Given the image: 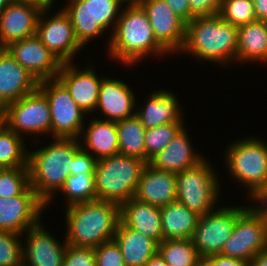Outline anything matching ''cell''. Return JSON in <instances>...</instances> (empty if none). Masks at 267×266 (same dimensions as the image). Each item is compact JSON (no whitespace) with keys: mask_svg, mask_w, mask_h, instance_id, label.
Segmentation results:
<instances>
[{"mask_svg":"<svg viewBox=\"0 0 267 266\" xmlns=\"http://www.w3.org/2000/svg\"><path fill=\"white\" fill-rule=\"evenodd\" d=\"M67 208V244L95 248L113 240L121 220L120 205L95 199Z\"/></svg>","mask_w":267,"mask_h":266,"instance_id":"6da1fadb","label":"cell"},{"mask_svg":"<svg viewBox=\"0 0 267 266\" xmlns=\"http://www.w3.org/2000/svg\"><path fill=\"white\" fill-rule=\"evenodd\" d=\"M53 142L28 154L30 186L46 206L72 173L73 157L81 148L77 138L55 137Z\"/></svg>","mask_w":267,"mask_h":266,"instance_id":"7a4b0ae2","label":"cell"},{"mask_svg":"<svg viewBox=\"0 0 267 266\" xmlns=\"http://www.w3.org/2000/svg\"><path fill=\"white\" fill-rule=\"evenodd\" d=\"M128 5L118 16L109 42V54L126 65H132L150 53H167L157 42L142 6L139 3Z\"/></svg>","mask_w":267,"mask_h":266,"instance_id":"3957f363","label":"cell"},{"mask_svg":"<svg viewBox=\"0 0 267 266\" xmlns=\"http://www.w3.org/2000/svg\"><path fill=\"white\" fill-rule=\"evenodd\" d=\"M238 27L219 14L195 17L186 24L182 51L206 61L228 62L236 59Z\"/></svg>","mask_w":267,"mask_h":266,"instance_id":"277c9868","label":"cell"},{"mask_svg":"<svg viewBox=\"0 0 267 266\" xmlns=\"http://www.w3.org/2000/svg\"><path fill=\"white\" fill-rule=\"evenodd\" d=\"M147 164L120 153L97 160L94 173L97 199L121 205L133 198Z\"/></svg>","mask_w":267,"mask_h":266,"instance_id":"5b68a950","label":"cell"},{"mask_svg":"<svg viewBox=\"0 0 267 266\" xmlns=\"http://www.w3.org/2000/svg\"><path fill=\"white\" fill-rule=\"evenodd\" d=\"M226 161L231 175L250 189V195L267 185V145L260 139L234 142L229 146Z\"/></svg>","mask_w":267,"mask_h":266,"instance_id":"8992f818","label":"cell"},{"mask_svg":"<svg viewBox=\"0 0 267 266\" xmlns=\"http://www.w3.org/2000/svg\"><path fill=\"white\" fill-rule=\"evenodd\" d=\"M69 2L67 7L64 6V11L68 14L75 36L83 47L91 38L101 35L112 22L116 26L118 21L116 16L119 15L117 13L125 0H69Z\"/></svg>","mask_w":267,"mask_h":266,"instance_id":"52a82bcc","label":"cell"},{"mask_svg":"<svg viewBox=\"0 0 267 266\" xmlns=\"http://www.w3.org/2000/svg\"><path fill=\"white\" fill-rule=\"evenodd\" d=\"M177 197L199 216L210 213L219 196L218 181L205 160L199 165L177 173Z\"/></svg>","mask_w":267,"mask_h":266,"instance_id":"ba28073f","label":"cell"},{"mask_svg":"<svg viewBox=\"0 0 267 266\" xmlns=\"http://www.w3.org/2000/svg\"><path fill=\"white\" fill-rule=\"evenodd\" d=\"M38 88L50 105L53 137L78 139L84 128L85 112L75 103L66 86L58 78H53L39 81Z\"/></svg>","mask_w":267,"mask_h":266,"instance_id":"9c48e42d","label":"cell"},{"mask_svg":"<svg viewBox=\"0 0 267 266\" xmlns=\"http://www.w3.org/2000/svg\"><path fill=\"white\" fill-rule=\"evenodd\" d=\"M0 120L16 134L50 133V105L44 93L37 87L0 111ZM21 131V132H20Z\"/></svg>","mask_w":267,"mask_h":266,"instance_id":"30bf717a","label":"cell"},{"mask_svg":"<svg viewBox=\"0 0 267 266\" xmlns=\"http://www.w3.org/2000/svg\"><path fill=\"white\" fill-rule=\"evenodd\" d=\"M246 207H223L199 217L191 241L202 257L220 254Z\"/></svg>","mask_w":267,"mask_h":266,"instance_id":"8fae6325","label":"cell"},{"mask_svg":"<svg viewBox=\"0 0 267 266\" xmlns=\"http://www.w3.org/2000/svg\"><path fill=\"white\" fill-rule=\"evenodd\" d=\"M266 248L267 228L251 207H247L238 216L232 235L220 254L250 263L254 256Z\"/></svg>","mask_w":267,"mask_h":266,"instance_id":"7c38bea8","label":"cell"},{"mask_svg":"<svg viewBox=\"0 0 267 266\" xmlns=\"http://www.w3.org/2000/svg\"><path fill=\"white\" fill-rule=\"evenodd\" d=\"M44 208L46 204L30 185L15 197L0 196V230L20 235L26 233L27 229L40 223Z\"/></svg>","mask_w":267,"mask_h":266,"instance_id":"4fadbf2b","label":"cell"},{"mask_svg":"<svg viewBox=\"0 0 267 266\" xmlns=\"http://www.w3.org/2000/svg\"><path fill=\"white\" fill-rule=\"evenodd\" d=\"M49 8H43L38 19L36 36L62 63L71 62L81 49L68 14L61 10L54 17L44 20Z\"/></svg>","mask_w":267,"mask_h":266,"instance_id":"5bb4252c","label":"cell"},{"mask_svg":"<svg viewBox=\"0 0 267 266\" xmlns=\"http://www.w3.org/2000/svg\"><path fill=\"white\" fill-rule=\"evenodd\" d=\"M5 49L38 82L57 78L63 64L36 35L12 42Z\"/></svg>","mask_w":267,"mask_h":266,"instance_id":"9a60e30c","label":"cell"},{"mask_svg":"<svg viewBox=\"0 0 267 266\" xmlns=\"http://www.w3.org/2000/svg\"><path fill=\"white\" fill-rule=\"evenodd\" d=\"M157 42L167 52L183 49L186 23L178 17L164 0H141Z\"/></svg>","mask_w":267,"mask_h":266,"instance_id":"2e32d148","label":"cell"},{"mask_svg":"<svg viewBox=\"0 0 267 266\" xmlns=\"http://www.w3.org/2000/svg\"><path fill=\"white\" fill-rule=\"evenodd\" d=\"M43 8L37 4L12 0L0 14V45L36 35L37 23Z\"/></svg>","mask_w":267,"mask_h":266,"instance_id":"e0dca14e","label":"cell"},{"mask_svg":"<svg viewBox=\"0 0 267 266\" xmlns=\"http://www.w3.org/2000/svg\"><path fill=\"white\" fill-rule=\"evenodd\" d=\"M37 79L4 48L0 52V111L38 87Z\"/></svg>","mask_w":267,"mask_h":266,"instance_id":"ac0fdd59","label":"cell"},{"mask_svg":"<svg viewBox=\"0 0 267 266\" xmlns=\"http://www.w3.org/2000/svg\"><path fill=\"white\" fill-rule=\"evenodd\" d=\"M57 78L85 113L96 110L102 79H98L92 68L79 71L70 62L63 63Z\"/></svg>","mask_w":267,"mask_h":266,"instance_id":"d6986e66","label":"cell"},{"mask_svg":"<svg viewBox=\"0 0 267 266\" xmlns=\"http://www.w3.org/2000/svg\"><path fill=\"white\" fill-rule=\"evenodd\" d=\"M42 226L38 223L26 230L28 235L26 248H23V266H63L67 242L60 244Z\"/></svg>","mask_w":267,"mask_h":266,"instance_id":"ffe728a7","label":"cell"},{"mask_svg":"<svg viewBox=\"0 0 267 266\" xmlns=\"http://www.w3.org/2000/svg\"><path fill=\"white\" fill-rule=\"evenodd\" d=\"M177 197V175L161 171L147 164L138 182L134 198L162 207L175 201Z\"/></svg>","mask_w":267,"mask_h":266,"instance_id":"44dd1931","label":"cell"},{"mask_svg":"<svg viewBox=\"0 0 267 266\" xmlns=\"http://www.w3.org/2000/svg\"><path fill=\"white\" fill-rule=\"evenodd\" d=\"M188 136L183 128L162 151L150 159L148 164L157 170L175 174L199 165L205 158L193 152Z\"/></svg>","mask_w":267,"mask_h":266,"instance_id":"7402d4cb","label":"cell"},{"mask_svg":"<svg viewBox=\"0 0 267 266\" xmlns=\"http://www.w3.org/2000/svg\"><path fill=\"white\" fill-rule=\"evenodd\" d=\"M120 219L129 228L152 238L158 244L163 241L160 207L133 197L120 205Z\"/></svg>","mask_w":267,"mask_h":266,"instance_id":"603a6c76","label":"cell"},{"mask_svg":"<svg viewBox=\"0 0 267 266\" xmlns=\"http://www.w3.org/2000/svg\"><path fill=\"white\" fill-rule=\"evenodd\" d=\"M134 106V93L126 83L102 78L96 109L102 110L108 118L106 121L116 122L134 116Z\"/></svg>","mask_w":267,"mask_h":266,"instance_id":"cb8c5ba5","label":"cell"},{"mask_svg":"<svg viewBox=\"0 0 267 266\" xmlns=\"http://www.w3.org/2000/svg\"><path fill=\"white\" fill-rule=\"evenodd\" d=\"M113 240L119 246L126 266H145L158 252L155 240L129 228L121 220Z\"/></svg>","mask_w":267,"mask_h":266,"instance_id":"d4e9b609","label":"cell"},{"mask_svg":"<svg viewBox=\"0 0 267 266\" xmlns=\"http://www.w3.org/2000/svg\"><path fill=\"white\" fill-rule=\"evenodd\" d=\"M145 105L144 109L135 112L145 129L172 122H182L179 104L171 92L165 90L154 92Z\"/></svg>","mask_w":267,"mask_h":266,"instance_id":"484cf974","label":"cell"},{"mask_svg":"<svg viewBox=\"0 0 267 266\" xmlns=\"http://www.w3.org/2000/svg\"><path fill=\"white\" fill-rule=\"evenodd\" d=\"M163 240L191 239L199 215L175 200L160 207Z\"/></svg>","mask_w":267,"mask_h":266,"instance_id":"4316f807","label":"cell"},{"mask_svg":"<svg viewBox=\"0 0 267 266\" xmlns=\"http://www.w3.org/2000/svg\"><path fill=\"white\" fill-rule=\"evenodd\" d=\"M236 59L267 61V23L256 20L238 27Z\"/></svg>","mask_w":267,"mask_h":266,"instance_id":"83f0119b","label":"cell"},{"mask_svg":"<svg viewBox=\"0 0 267 266\" xmlns=\"http://www.w3.org/2000/svg\"><path fill=\"white\" fill-rule=\"evenodd\" d=\"M84 139L86 143L84 142V146L81 144V147L86 151L89 150V152L91 149L97 160L119 154L116 122L91 119Z\"/></svg>","mask_w":267,"mask_h":266,"instance_id":"f1b7e54d","label":"cell"},{"mask_svg":"<svg viewBox=\"0 0 267 266\" xmlns=\"http://www.w3.org/2000/svg\"><path fill=\"white\" fill-rule=\"evenodd\" d=\"M116 127L119 139V153L146 161L144 141L146 129L139 118L134 115L116 121Z\"/></svg>","mask_w":267,"mask_h":266,"instance_id":"f546056e","label":"cell"},{"mask_svg":"<svg viewBox=\"0 0 267 266\" xmlns=\"http://www.w3.org/2000/svg\"><path fill=\"white\" fill-rule=\"evenodd\" d=\"M22 139L0 120V168L28 167V152Z\"/></svg>","mask_w":267,"mask_h":266,"instance_id":"4dcf8cb0","label":"cell"},{"mask_svg":"<svg viewBox=\"0 0 267 266\" xmlns=\"http://www.w3.org/2000/svg\"><path fill=\"white\" fill-rule=\"evenodd\" d=\"M157 253L168 266H197L201 257L191 239L163 240Z\"/></svg>","mask_w":267,"mask_h":266,"instance_id":"1f68e13d","label":"cell"},{"mask_svg":"<svg viewBox=\"0 0 267 266\" xmlns=\"http://www.w3.org/2000/svg\"><path fill=\"white\" fill-rule=\"evenodd\" d=\"M60 191L68 199V207L97 199L94 174L69 175Z\"/></svg>","mask_w":267,"mask_h":266,"instance_id":"d6a6232c","label":"cell"},{"mask_svg":"<svg viewBox=\"0 0 267 266\" xmlns=\"http://www.w3.org/2000/svg\"><path fill=\"white\" fill-rule=\"evenodd\" d=\"M183 122H172L145 130L146 162L162 151L171 140L185 128Z\"/></svg>","mask_w":267,"mask_h":266,"instance_id":"836d02e7","label":"cell"},{"mask_svg":"<svg viewBox=\"0 0 267 266\" xmlns=\"http://www.w3.org/2000/svg\"><path fill=\"white\" fill-rule=\"evenodd\" d=\"M219 15L237 27L257 20L253 0H223Z\"/></svg>","mask_w":267,"mask_h":266,"instance_id":"e575fe53","label":"cell"},{"mask_svg":"<svg viewBox=\"0 0 267 266\" xmlns=\"http://www.w3.org/2000/svg\"><path fill=\"white\" fill-rule=\"evenodd\" d=\"M29 185L28 167L0 168L1 197L20 195Z\"/></svg>","mask_w":267,"mask_h":266,"instance_id":"d590c367","label":"cell"},{"mask_svg":"<svg viewBox=\"0 0 267 266\" xmlns=\"http://www.w3.org/2000/svg\"><path fill=\"white\" fill-rule=\"evenodd\" d=\"M20 234L0 230V266H22L23 247Z\"/></svg>","mask_w":267,"mask_h":266,"instance_id":"8d00e7d4","label":"cell"},{"mask_svg":"<svg viewBox=\"0 0 267 266\" xmlns=\"http://www.w3.org/2000/svg\"><path fill=\"white\" fill-rule=\"evenodd\" d=\"M96 266H126L123 254L114 240L93 248Z\"/></svg>","mask_w":267,"mask_h":266,"instance_id":"74e56055","label":"cell"},{"mask_svg":"<svg viewBox=\"0 0 267 266\" xmlns=\"http://www.w3.org/2000/svg\"><path fill=\"white\" fill-rule=\"evenodd\" d=\"M63 266H96L94 249L67 244Z\"/></svg>","mask_w":267,"mask_h":266,"instance_id":"f35d334b","label":"cell"},{"mask_svg":"<svg viewBox=\"0 0 267 266\" xmlns=\"http://www.w3.org/2000/svg\"><path fill=\"white\" fill-rule=\"evenodd\" d=\"M96 164L97 159L92 153L90 154L81 147L73 157L72 173L70 175L94 174Z\"/></svg>","mask_w":267,"mask_h":266,"instance_id":"ab89813d","label":"cell"},{"mask_svg":"<svg viewBox=\"0 0 267 266\" xmlns=\"http://www.w3.org/2000/svg\"><path fill=\"white\" fill-rule=\"evenodd\" d=\"M223 0H188L191 20L195 17L219 14Z\"/></svg>","mask_w":267,"mask_h":266,"instance_id":"60d3db41","label":"cell"},{"mask_svg":"<svg viewBox=\"0 0 267 266\" xmlns=\"http://www.w3.org/2000/svg\"><path fill=\"white\" fill-rule=\"evenodd\" d=\"M251 197L260 203V206L258 204V206L251 209L261 218L267 228V185L258 188Z\"/></svg>","mask_w":267,"mask_h":266,"instance_id":"b9f144b4","label":"cell"},{"mask_svg":"<svg viewBox=\"0 0 267 266\" xmlns=\"http://www.w3.org/2000/svg\"><path fill=\"white\" fill-rule=\"evenodd\" d=\"M175 14L186 24L191 21V11L188 0H164Z\"/></svg>","mask_w":267,"mask_h":266,"instance_id":"7bdbcfd3","label":"cell"},{"mask_svg":"<svg viewBox=\"0 0 267 266\" xmlns=\"http://www.w3.org/2000/svg\"><path fill=\"white\" fill-rule=\"evenodd\" d=\"M215 266H249V263L238 258L227 257L221 254L208 257Z\"/></svg>","mask_w":267,"mask_h":266,"instance_id":"ee69618b","label":"cell"},{"mask_svg":"<svg viewBox=\"0 0 267 266\" xmlns=\"http://www.w3.org/2000/svg\"><path fill=\"white\" fill-rule=\"evenodd\" d=\"M257 20L267 23V0H253Z\"/></svg>","mask_w":267,"mask_h":266,"instance_id":"f6af8a7d","label":"cell"},{"mask_svg":"<svg viewBox=\"0 0 267 266\" xmlns=\"http://www.w3.org/2000/svg\"><path fill=\"white\" fill-rule=\"evenodd\" d=\"M249 266H267V248L252 258Z\"/></svg>","mask_w":267,"mask_h":266,"instance_id":"bcb514c9","label":"cell"},{"mask_svg":"<svg viewBox=\"0 0 267 266\" xmlns=\"http://www.w3.org/2000/svg\"><path fill=\"white\" fill-rule=\"evenodd\" d=\"M145 266H168L167 263L159 256L157 253L155 256H153L146 264Z\"/></svg>","mask_w":267,"mask_h":266,"instance_id":"7dc6e473","label":"cell"},{"mask_svg":"<svg viewBox=\"0 0 267 266\" xmlns=\"http://www.w3.org/2000/svg\"><path fill=\"white\" fill-rule=\"evenodd\" d=\"M24 2H30L41 6L42 8H50L53 0H18Z\"/></svg>","mask_w":267,"mask_h":266,"instance_id":"c3c4849f","label":"cell"},{"mask_svg":"<svg viewBox=\"0 0 267 266\" xmlns=\"http://www.w3.org/2000/svg\"><path fill=\"white\" fill-rule=\"evenodd\" d=\"M197 266H215L214 263L208 257H200Z\"/></svg>","mask_w":267,"mask_h":266,"instance_id":"681fc988","label":"cell"},{"mask_svg":"<svg viewBox=\"0 0 267 266\" xmlns=\"http://www.w3.org/2000/svg\"><path fill=\"white\" fill-rule=\"evenodd\" d=\"M11 1L12 0H0V14L4 11V9Z\"/></svg>","mask_w":267,"mask_h":266,"instance_id":"f907efd6","label":"cell"},{"mask_svg":"<svg viewBox=\"0 0 267 266\" xmlns=\"http://www.w3.org/2000/svg\"><path fill=\"white\" fill-rule=\"evenodd\" d=\"M141 0H125V3H139Z\"/></svg>","mask_w":267,"mask_h":266,"instance_id":"816d5d0a","label":"cell"},{"mask_svg":"<svg viewBox=\"0 0 267 266\" xmlns=\"http://www.w3.org/2000/svg\"><path fill=\"white\" fill-rule=\"evenodd\" d=\"M4 48L0 45V52L3 50Z\"/></svg>","mask_w":267,"mask_h":266,"instance_id":"f5cc1de1","label":"cell"}]
</instances>
